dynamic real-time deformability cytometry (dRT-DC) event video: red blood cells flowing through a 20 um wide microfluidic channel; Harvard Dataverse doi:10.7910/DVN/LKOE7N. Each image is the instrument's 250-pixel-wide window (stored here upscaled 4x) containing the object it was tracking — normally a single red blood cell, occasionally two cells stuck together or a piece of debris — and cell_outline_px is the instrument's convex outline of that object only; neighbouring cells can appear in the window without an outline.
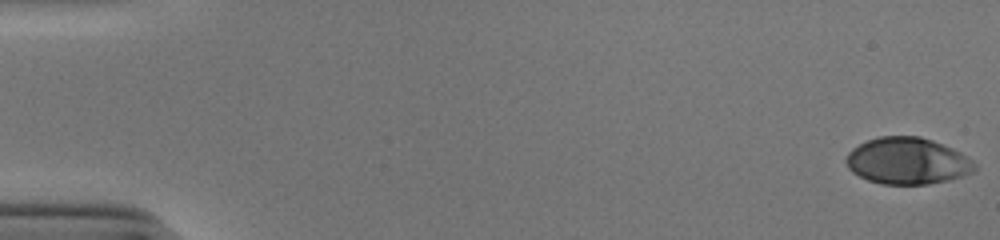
{"species": "human", "species_latin": "Homo sapiens", "temperature_condition": "cold", "stored_images_in_passage": 53, "camera_frame_rate_fps": 3000, "um_per_image_px": 0.085, "donor": {"sex": "male"}, "frame": {"image": 1, "passage_image": 1, "time_ms": 0.0, "image_size_px": [1000, 240], "cell_outline_px": [[976, 168], [972, 172], [964, 176], [948, 180], [928, 184], [880, 184], [868, 180], [852, 172], [848, 168], [844, 160], [848, 152], [852, 148], [868, 140], [880, 136], [920, 136], [932, 140], [952, 148], [960, 152], [972, 160], [976, 164]], "centroid_in_image_um": [77.12, 13.68], "position_along_channel_um": 7.9, "area_um2": 35.03}}
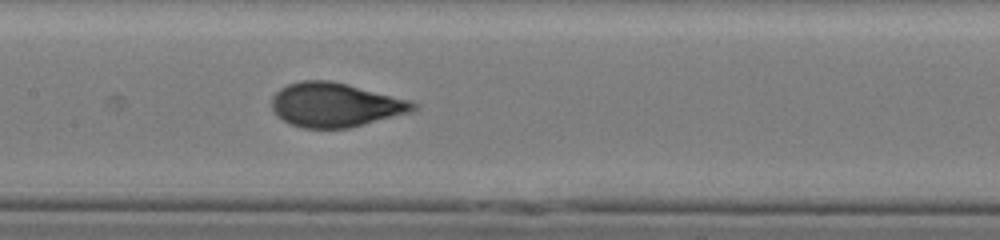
{"frame": {"image": 2, "passage_image": 27, "time_ms": 8.667, "image_size_px": [1000, 240], "cell_outline_px": [[416, 108], [408, 112], [348, 128], [304, 128], [292, 124], [276, 116], [272, 108], [272, 96], [280, 88], [288, 84], [300, 80], [328, 80], [408, 100], [416, 104]], "centroid_in_image_um": [28.4, 8.91], "position_along_channel_um": 179.0, "area_um2": 35.6}}
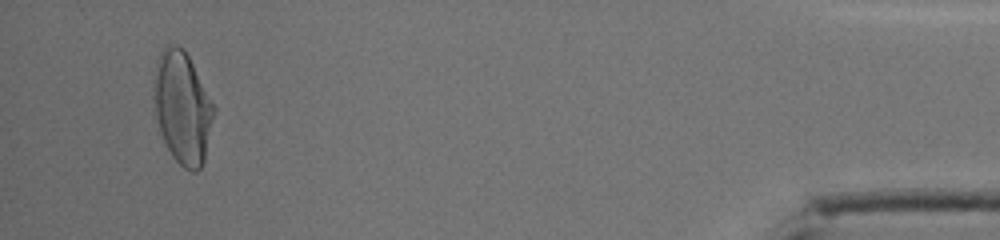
{"frame": {"image": 3, "passage_image": 51, "time_ms": 16.667, "image_size_px": [1000, 240], "cell_outline_px": [[216, 108], [204, 160], [200, 168], [196, 172], [192, 172], [184, 168], [172, 156], [160, 132], [156, 116], [152, 96], [152, 80], [156, 60], [160, 52], [168, 44], [176, 44], [184, 48]], "centroid_in_image_um": [15.48, 9.11], "position_along_channel_um": 419.7, "area_um2": 39.59}, "authors_computed_cell_mechanics": {"area_um2": 35.4314, "velocity_mm_per_s": 3.8943, "shape_relaxation_time_tau1_ms": 4.6457, "shape_relaxation_time_tau2_ms": null, "deformation_change_tau1": 0.2207, "deformation_change_tau2": null}}